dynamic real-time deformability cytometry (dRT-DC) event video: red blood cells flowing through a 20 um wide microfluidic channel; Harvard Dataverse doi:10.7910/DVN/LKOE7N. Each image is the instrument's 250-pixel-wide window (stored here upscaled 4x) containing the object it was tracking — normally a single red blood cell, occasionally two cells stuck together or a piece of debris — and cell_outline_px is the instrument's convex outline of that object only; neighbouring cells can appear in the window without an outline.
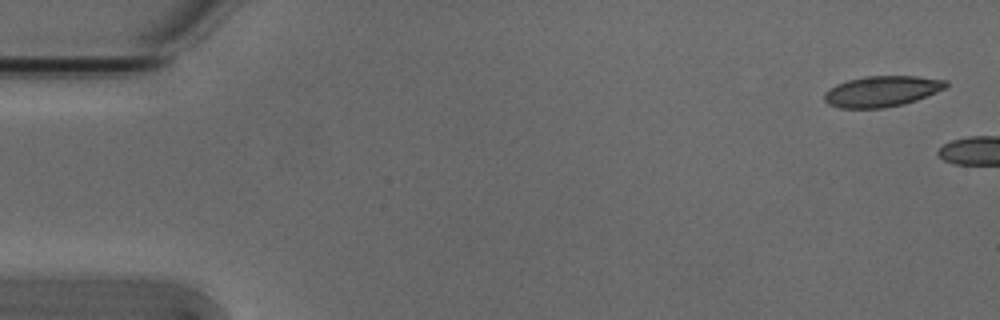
{"species": "Egyptian fruit bat (a non-hibernating species)", "species_latin": "Rousettus aegyptiacus", "temperature_condition": "cold", "stored_images_in_passage": 4, "camera_frame_rate_fps": 3000, "um_per_image_px": 0.085, "animal": {"sex": "male"}, "frame": {"image": 1, "passage_image": 1, "time_ms": 0.0, "image_size_px": [1000, 320], "cell_outline_px": [[948, 84], [944, 88], [936, 92], [916, 100], [904, 104], [884, 108], [840, 108], [828, 104], [824, 100], [824, 92], [836, 84], [848, 80], [864, 76], [916, 76], [948, 80]], "centroid_in_image_um": [74.94, 7.76], "position_along_channel_um": 10.1, "area_um2": 21.85}}